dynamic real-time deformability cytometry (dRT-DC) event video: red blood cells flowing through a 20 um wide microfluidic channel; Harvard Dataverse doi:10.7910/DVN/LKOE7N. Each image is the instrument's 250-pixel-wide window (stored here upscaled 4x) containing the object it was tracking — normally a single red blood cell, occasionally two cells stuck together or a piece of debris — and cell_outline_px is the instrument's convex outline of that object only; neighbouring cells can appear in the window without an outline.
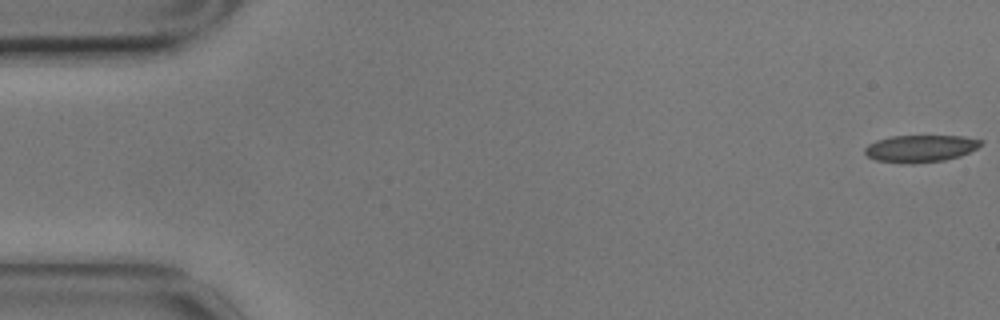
{"species": "common noctule bat (a hibernating species)", "species_latin": "Nyctalus noctula", "temperature_condition": "cold", "stored_images_in_passage": 59, "camera_frame_rate_fps": 3000, "um_per_image_px": 0.085, "animal": {"sex": "male", "body_mass_g": 17.9}, "frame": {"image": 1, "passage_image": 1, "time_ms": 0.0, "image_size_px": [1000, 320], "cell_outline_px": [[984, 140], [976, 148], [960, 156], [944, 160], [912, 164], [908, 164], [876, 160], [868, 156], [864, 152], [864, 148], [868, 144], [876, 140], [892, 136], [964, 136]], "centroid_in_image_um": [78.22, 12.62], "position_along_channel_um": 6.8, "area_um2": 18.32}}
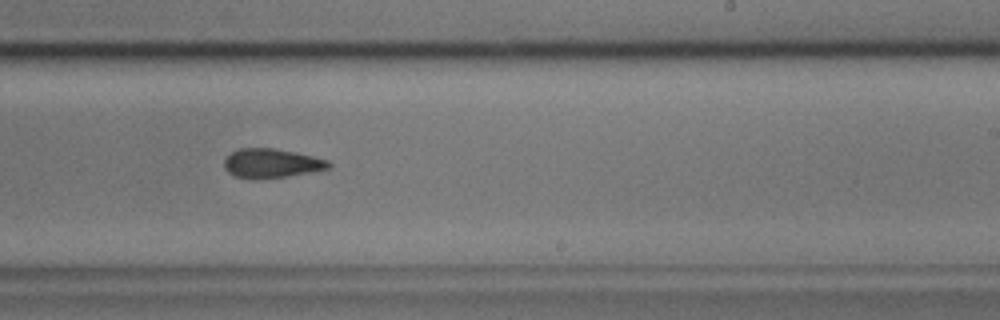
{"frame": {"image": 2, "passage_image": 36, "time_ms": 11.667, "image_size_px": [1000, 320], "cell_outline_px": [[332, 164], [328, 168], [312, 172], [288, 176], [232, 176], [224, 168], [224, 160], [232, 152], [240, 148], [272, 148], [296, 152], [328, 160]], "centroid_in_image_um": [23.1, 13.84], "position_along_channel_um": 265.9, "area_um2": 17.11}}
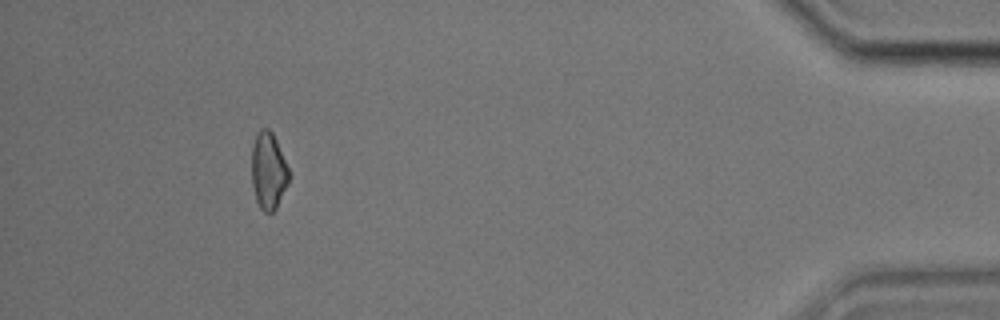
{"frame": {"image": 3, "passage_image": 54, "time_ms": 17.667, "image_size_px": [1000, 320], "cell_outline_px": [[288, 184], [276, 208], [272, 212], [264, 212], [260, 208], [256, 200], [252, 184], [252, 144], [256, 132], [260, 128], [268, 128], [272, 132], [276, 140], [288, 168]], "centroid_in_image_um": [22.79, 14.5], "position_along_channel_um": 412.4, "area_um2": 16.65}, "authors_computed_cell_mechanics": {"area_um2": 18.0914, "velocity_mm_per_s": 3.4819, "shape_relaxation_time_tau1_ms": null, "shape_relaxation_time_tau2_ms": 7.6353, "deformation_change_tau1": null, "deformation_change_tau2": 0.1418}}